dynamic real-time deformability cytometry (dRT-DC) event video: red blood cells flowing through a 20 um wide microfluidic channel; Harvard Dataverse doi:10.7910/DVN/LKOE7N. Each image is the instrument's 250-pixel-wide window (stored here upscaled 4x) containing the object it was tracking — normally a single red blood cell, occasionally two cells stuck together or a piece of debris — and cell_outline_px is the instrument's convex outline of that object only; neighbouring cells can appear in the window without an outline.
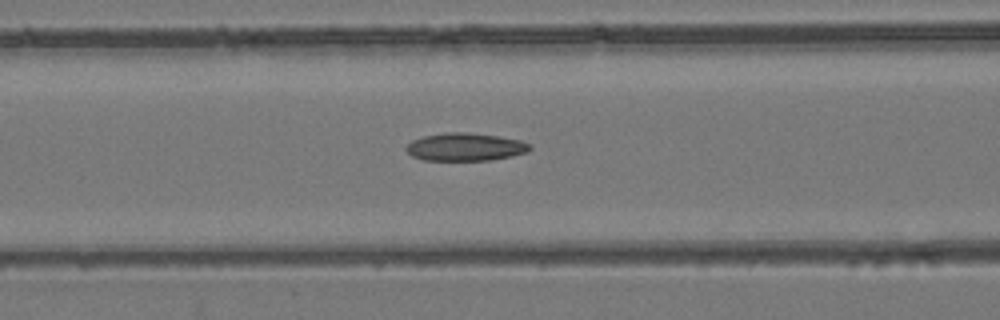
{"species": "common noctule bat (a hibernating species)", "species_latin": "Nyctalus noctula", "temperature_condition": "room temperature", "stored_images_in_passage": 54, "camera_frame_rate_fps": 3000, "um_per_image_px": 0.085, "animal": {"sex": "female", "body_mass_g": 24.6, "forearm_length_mm": 56.2}, "frame": {"image": 1, "passage_image": 23, "time_ms": 7.333, "image_size_px": [1000, 320], "cell_outline_px": [[532, 148], [528, 152], [512, 156], [488, 160], [424, 160], [412, 156], [404, 148], [412, 140], [424, 136], [444, 132], [468, 132], [496, 136], [520, 140], [532, 144]], "centroid_in_image_um": [39.56, 12.48], "position_along_channel_um": 127.0, "area_um2": 20.11}}
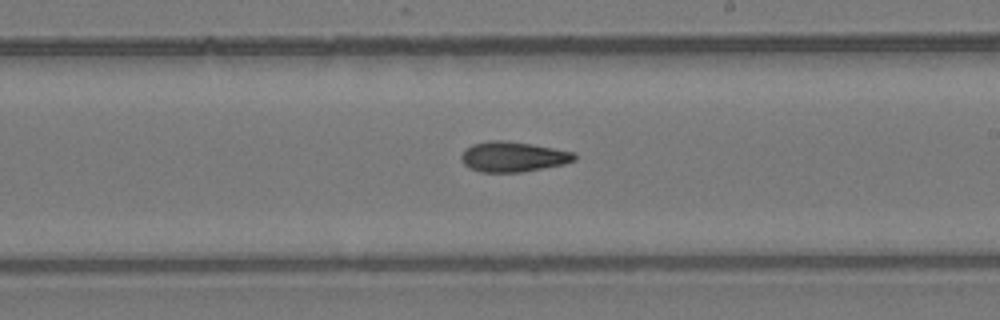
{"frame": {"image": 2, "passage_image": 32, "time_ms": 10.333, "image_size_px": [1000, 320], "cell_outline_px": [[576, 160], [564, 164], [520, 172], [480, 172], [468, 168], [460, 160], [460, 156], [464, 148], [472, 144], [488, 140], [504, 140], [532, 144], [576, 152]], "centroid_in_image_um": [43.57, 13.31], "position_along_channel_um": 245.4, "area_um2": 20.17}}
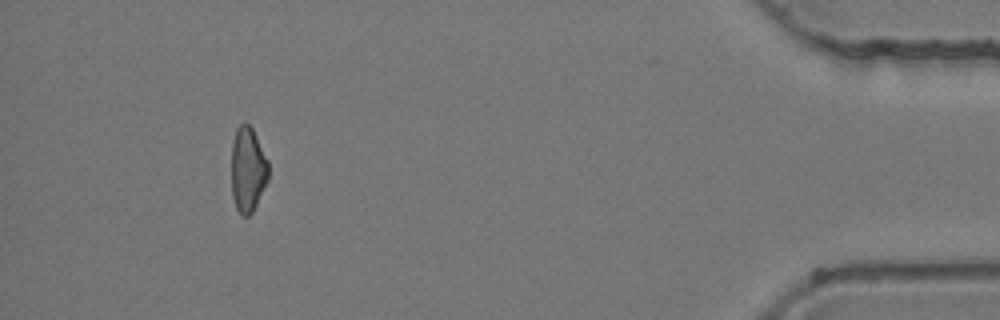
{"frame": {"image": 3, "passage_image": 50, "time_ms": 16.333, "image_size_px": [1000, 320], "cell_outline_px": [[268, 180], [252, 212], [248, 216], [240, 216], [236, 208], [232, 196], [232, 144], [236, 128], [244, 120], [252, 128], [268, 160]], "centroid_in_image_um": [21.05, 14.4], "position_along_channel_um": 414.1, "area_um2": 18.38}, "authors_computed_cell_mechanics": {"area_um2": 19.941, "velocity_mm_per_s": 3.9493, "shape_relaxation_time_tau1_ms": null, "shape_relaxation_time_tau2_ms": 5.5077, "deformation_change_tau1": null, "deformation_change_tau2": 0.1363}}